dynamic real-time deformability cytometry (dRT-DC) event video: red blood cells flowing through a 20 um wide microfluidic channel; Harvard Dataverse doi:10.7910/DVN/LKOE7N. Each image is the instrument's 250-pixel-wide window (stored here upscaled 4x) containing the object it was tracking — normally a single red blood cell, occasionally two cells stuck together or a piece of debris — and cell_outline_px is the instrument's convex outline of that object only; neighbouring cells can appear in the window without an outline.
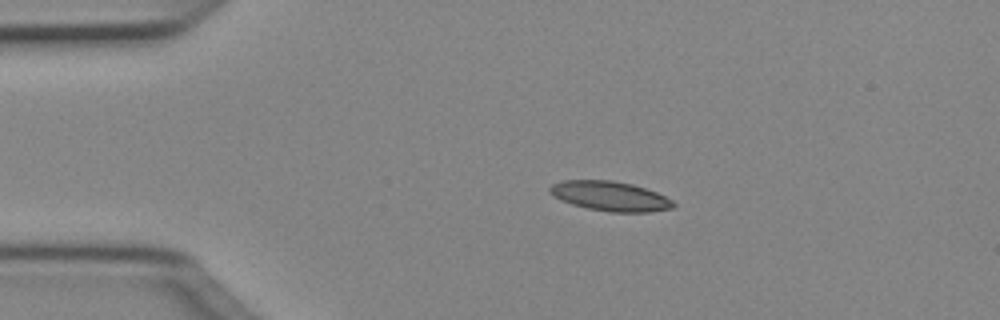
{"species": "Egyptian fruit bat (a non-hibernating species)", "species_latin": "Rousettus aegyptiacus", "temperature_condition": "cold", "stored_images_in_passage": 41, "camera_frame_rate_fps": 3000, "um_per_image_px": 0.085, "animal": {"sex": "female"}, "frame": {"image": 1, "passage_image": 1, "time_ms": 0.0, "image_size_px": [1000, 320], "cell_outline_px": [[676, 204], [672, 208], [648, 212], [612, 212], [588, 208], [572, 204], [560, 200], [552, 196], [548, 192], [548, 188], [552, 184], [564, 180], [612, 180], [632, 184], [656, 192], [672, 200]], "centroid_in_image_um": [51.82, 16.66], "position_along_channel_um": 33.2, "area_um2": 21.33}}
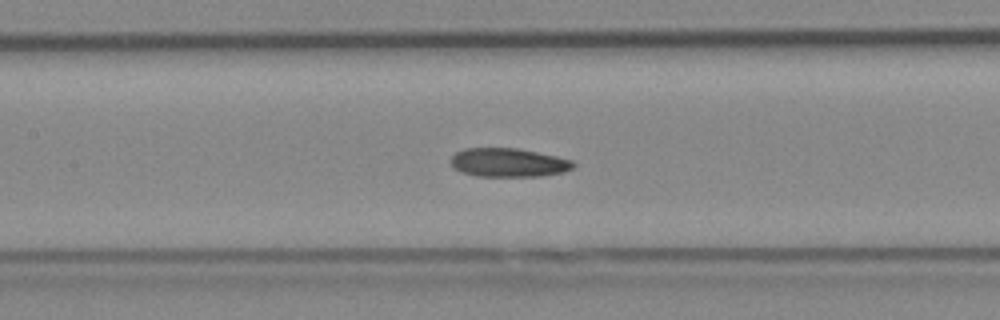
{"frame": {"image": 2, "passage_image": 14, "time_ms": 4.333, "image_size_px": [1000, 320], "cell_outline_px": [[576, 164], [572, 168], [564, 172], [540, 176], [476, 176], [460, 172], [452, 164], [452, 156], [456, 152], [464, 148], [516, 148], [556, 156], [572, 160]], "centroid_in_image_um": [43.23, 13.82], "position_along_channel_um": 164.2, "area_um2": 20.4}}
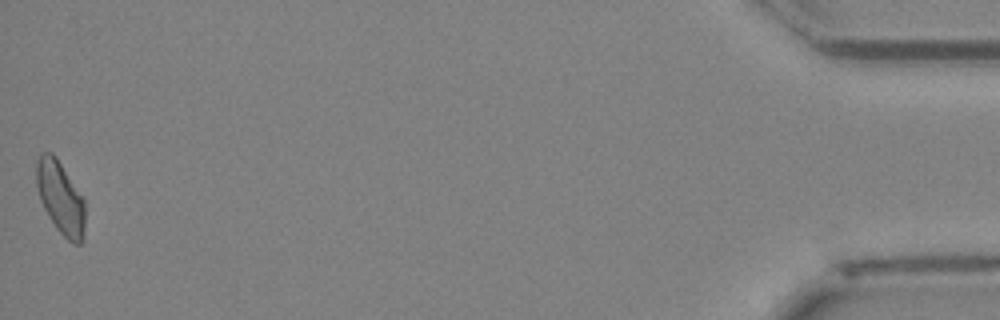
{"frame": {"image": 3, "passage_image": 41, "time_ms": 13.333, "image_size_px": [1000, 320], "cell_outline_px": [[84, 240], [80, 244], [72, 244], [56, 228], [48, 216], [40, 200], [36, 184], [36, 160], [40, 152], [52, 152], [56, 156], [84, 200]], "centroid_in_image_um": [5.12, 16.8], "position_along_channel_um": 430.1, "area_um2": 20.63}, "authors_computed_cell_mechanics": {"area_um2": 20.6924, "velocity_mm_per_s": 4.0149, "shape_relaxation_time_tau1_ms": null, "shape_relaxation_time_tau2_ms": 3.6159, "deformation_change_tau1": null, "deformation_change_tau2": 0.0945}}